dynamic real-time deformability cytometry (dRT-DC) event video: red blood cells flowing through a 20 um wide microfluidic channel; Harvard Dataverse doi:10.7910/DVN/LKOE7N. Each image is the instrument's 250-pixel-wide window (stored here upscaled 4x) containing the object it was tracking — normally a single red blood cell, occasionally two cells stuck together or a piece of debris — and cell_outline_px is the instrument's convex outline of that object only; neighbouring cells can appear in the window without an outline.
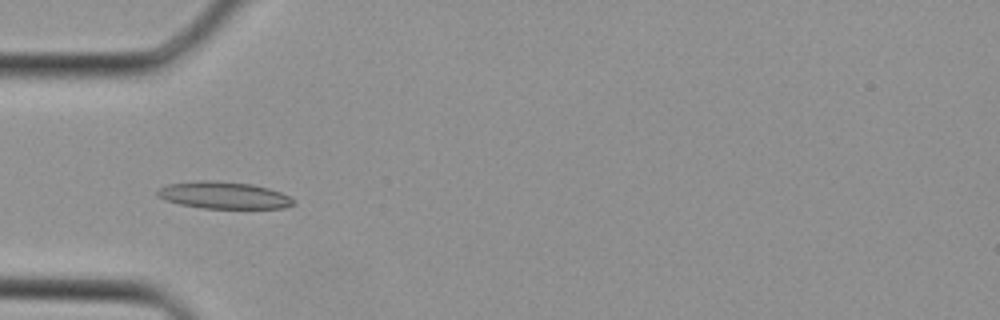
{"species": "Egyptian fruit bat (a non-hibernating species)", "species_latin": "Rousettus aegyptiacus", "temperature_condition": "cold", "stored_images_in_passage": 34, "camera_frame_rate_fps": 3000, "um_per_image_px": 0.085, "animal": {"sex": "female"}, "frame": {"image": 1, "passage_image": 10, "time_ms": 3.0, "image_size_px": [1000, 320], "cell_outline_px": [[296, 204], [284, 208], [204, 208], [180, 204], [164, 200], [156, 196], [156, 192], [160, 188], [168, 184], [200, 180], [212, 180], [252, 184], [268, 188], [280, 192], [296, 200]], "centroid_in_image_um": [19.02, 16.59], "position_along_channel_um": 66.0, "area_um2": 21.44}}
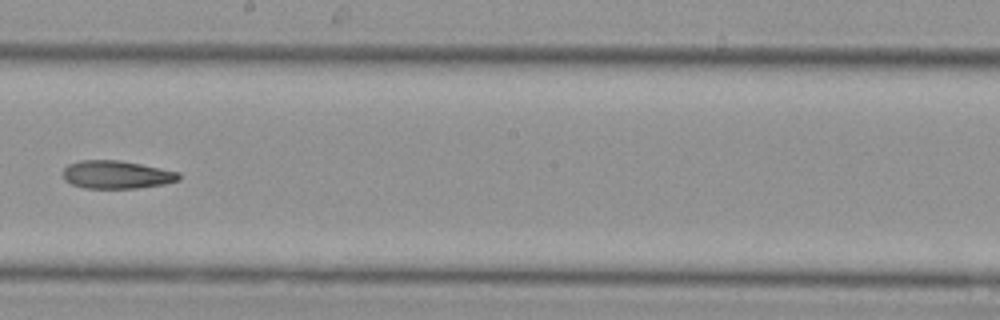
{"frame": {"image": 2, "passage_image": 19, "time_ms": 6.0, "image_size_px": [1000, 320], "cell_outline_px": [[180, 180], [164, 184], [136, 188], [84, 188], [72, 184], [64, 180], [64, 168], [68, 164], [80, 160], [120, 160], [180, 172]], "centroid_in_image_um": [9.91, 14.84], "position_along_channel_um": 238.3, "area_um2": 18.9}}
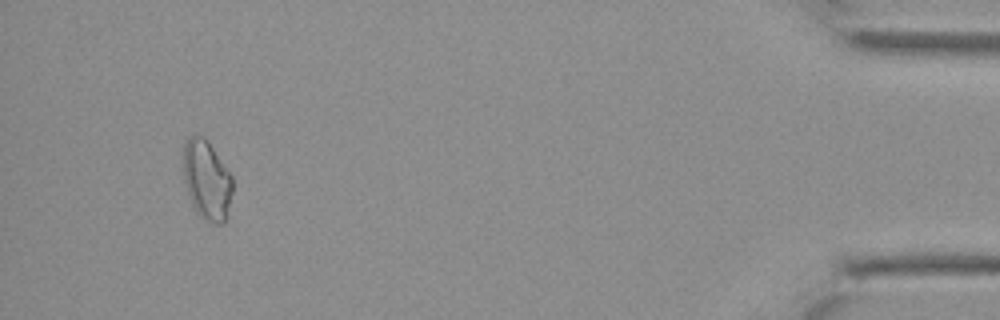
{"frame": {"image": 3, "passage_image": 32, "time_ms": 10.333, "image_size_px": [1000, 320], "cell_outline_px": [[232, 192], [224, 224], [216, 224], [200, 216], [196, 212], [192, 204], [184, 180], [180, 160], [184, 144], [188, 136], [204, 136], [208, 140], [232, 176]], "centroid_in_image_um": [17.53, 15.25], "position_along_channel_um": 417.7, "area_um2": 23.06}}